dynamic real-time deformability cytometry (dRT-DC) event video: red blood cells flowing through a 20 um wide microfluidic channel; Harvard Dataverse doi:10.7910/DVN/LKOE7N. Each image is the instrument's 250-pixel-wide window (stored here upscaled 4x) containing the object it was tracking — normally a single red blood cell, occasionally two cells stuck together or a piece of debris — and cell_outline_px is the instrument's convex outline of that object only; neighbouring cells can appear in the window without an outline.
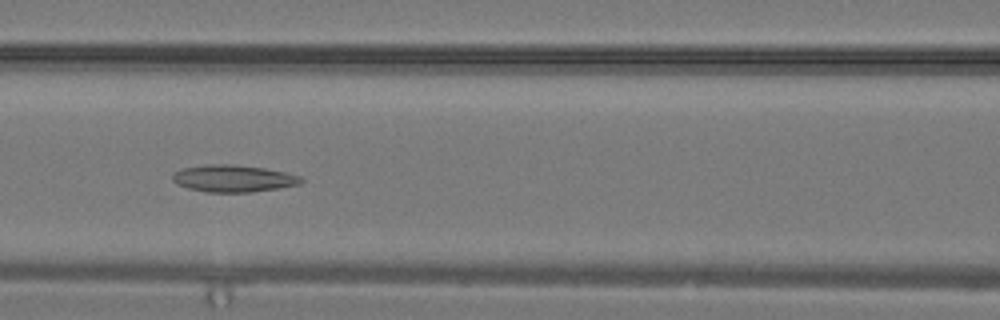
{"species": "common noctule bat (a hibernating species)", "species_latin": "Nyctalus noctula", "temperature_condition": "warm", "stored_images_in_passage": 23, "camera_frame_rate_fps": 3000, "um_per_image_px": 0.085, "animal": {"sex": "male", "body_mass_g": 19.2, "forearm_length_mm": 51.8}, "frame": {"image": 1, "passage_image": 9, "time_ms": 2.667, "image_size_px": [1000, 320], "cell_outline_px": [[304, 180], [300, 184], [252, 192], [208, 192], [188, 188], [176, 184], [172, 180], [172, 176], [180, 168], [208, 164], [232, 164], [264, 168], [284, 172], [300, 176]], "centroid_in_image_um": [19.8, 15.16], "position_along_channel_um": 146.8, "area_um2": 20.17}}
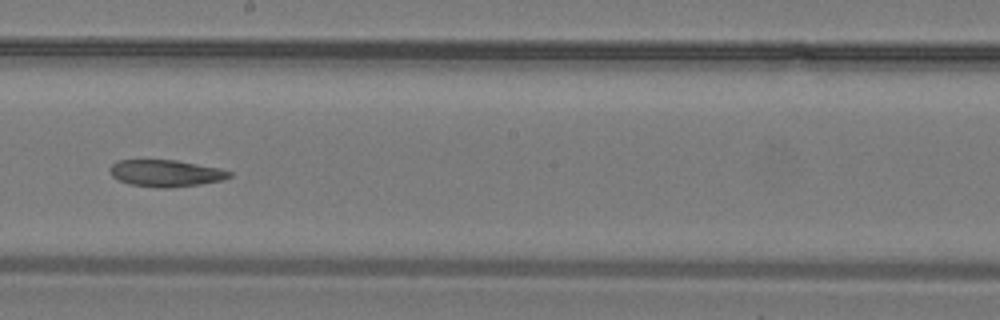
{"frame": {"image": 2, "passage_image": 13, "time_ms": 4.0, "image_size_px": [1000, 320], "cell_outline_px": [[232, 176], [224, 180], [200, 184], [168, 188], [160, 188], [128, 184], [112, 176], [108, 168], [116, 160], [176, 160], [220, 168], [232, 172]], "centroid_in_image_um": [14.1, 14.72], "position_along_channel_um": 234.1, "area_um2": 18.79}}
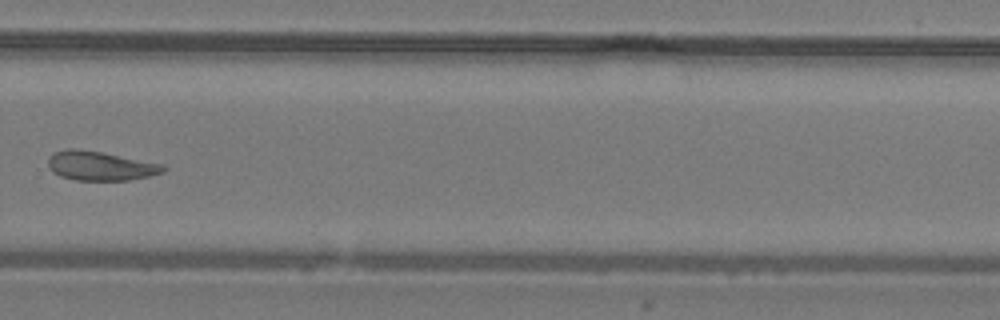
{"frame": {"image": 3, "passage_image": 17, "time_ms": 5.333, "image_size_px": [1000, 320], "cell_outline_px": [[168, 168], [164, 172], [148, 176], [128, 180], [76, 180], [60, 176], [52, 172], [48, 168], [48, 156], [52, 152], [68, 148], [76, 148], [100, 152], [164, 164]], "centroid_in_image_um": [8.49, 14.09], "position_along_channel_um": 321.3, "area_um2": 19.71}}